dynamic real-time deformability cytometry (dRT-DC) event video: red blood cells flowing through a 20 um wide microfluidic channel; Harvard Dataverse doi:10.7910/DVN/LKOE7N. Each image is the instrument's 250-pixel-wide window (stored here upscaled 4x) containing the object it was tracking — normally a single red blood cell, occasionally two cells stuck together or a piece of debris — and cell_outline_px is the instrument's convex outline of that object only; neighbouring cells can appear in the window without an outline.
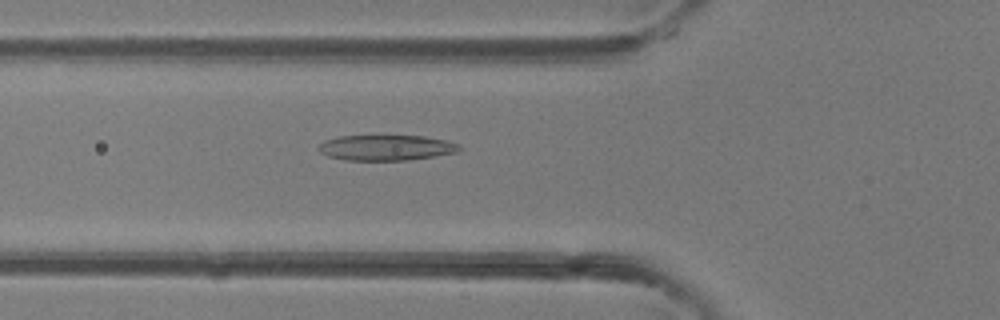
{"species": "common noctule bat (a hibernating species)", "species_latin": "Nyctalus noctula", "temperature_condition": "room temperature", "stored_images_in_passage": 27, "camera_frame_rate_fps": 3000, "um_per_image_px": 0.085, "animal": {"sex": "female"}, "frame": {"image": 1, "passage_image": 3, "time_ms": 0.667, "image_size_px": [1000, 320], "cell_outline_px": [[464, 148], [456, 152], [408, 160], [344, 160], [328, 156], [320, 152], [316, 148], [324, 140], [336, 136], [424, 136], [444, 140], [460, 144]], "centroid_in_image_um": [32.79, 12.55], "position_along_channel_um": 93.0, "area_um2": 20.92}}
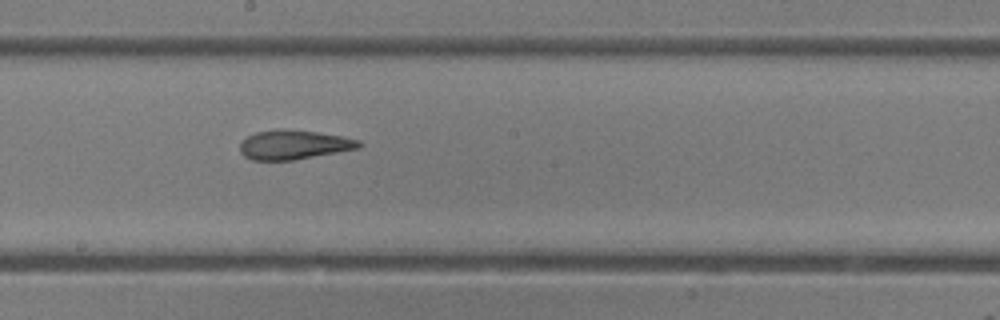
{"frame": {"image": 2, "passage_image": 12, "time_ms": 3.667, "image_size_px": [1000, 320], "cell_outline_px": [[364, 144], [360, 148], [292, 160], [252, 160], [244, 156], [240, 152], [240, 140], [256, 132], [276, 128], [280, 128], [316, 132], [344, 136], [360, 140]], "centroid_in_image_um": [24.97, 12.29], "position_along_channel_um": 223.2, "area_um2": 20.52}}
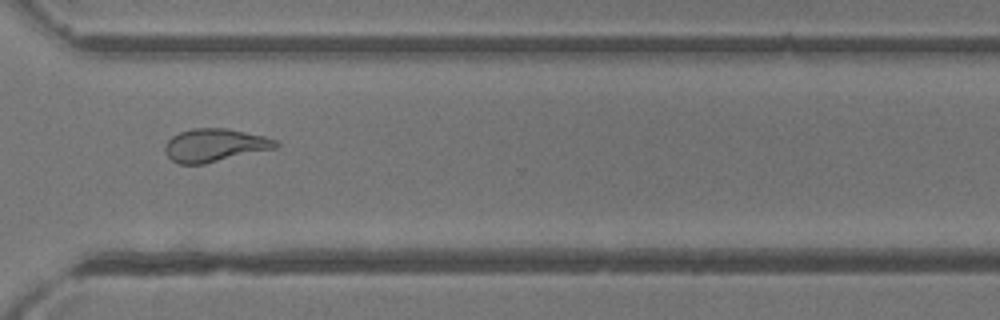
{"frame": {"image": 3, "passage_image": 21, "time_ms": 6.667, "image_size_px": [1000, 320], "cell_outline_px": [[280, 144], [276, 148], [204, 164], [180, 164], [172, 160], [164, 152], [164, 144], [172, 136], [180, 132], [192, 128], [224, 128], [264, 136], [276, 140]], "centroid_in_image_um": [18.23, 12.35], "position_along_channel_um": 352.4, "area_um2": 21.27}, "authors_computed_cell_mechanics": {"area_um2": 20.519, "velocity_mm_per_s": 4.3203, "shape_relaxation_time_tau1_ms": null, "shape_relaxation_time_tau2_ms": 1.6042, "deformation_change_tau1": null, "deformation_change_tau2": 0.1035}}